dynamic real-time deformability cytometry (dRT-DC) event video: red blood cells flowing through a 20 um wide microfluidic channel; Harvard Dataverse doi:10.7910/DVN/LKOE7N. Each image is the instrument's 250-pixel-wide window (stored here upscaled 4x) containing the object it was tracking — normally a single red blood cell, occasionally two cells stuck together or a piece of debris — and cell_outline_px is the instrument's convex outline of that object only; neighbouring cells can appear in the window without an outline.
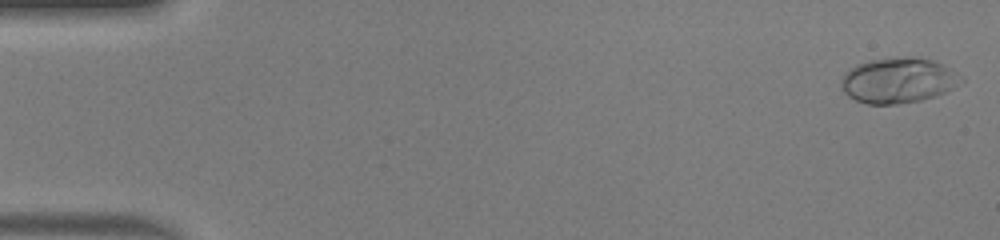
{"species": "human", "species_latin": "Homo sapiens", "temperature_condition": "warm", "stored_images_in_passage": 49, "camera_frame_rate_fps": 3000, "um_per_image_px": 0.085, "donor": {"sex": "male"}, "frame": {"image": 1, "passage_image": 1, "time_ms": 0.0, "image_size_px": [1000, 240], "cell_outline_px": [[964, 80], [952, 88], [936, 96], [920, 100], [896, 104], [868, 104], [856, 100], [848, 96], [844, 92], [840, 84], [840, 80], [844, 72], [848, 68], [856, 64], [868, 60], [896, 56], [912, 56], [932, 60], [944, 64], [952, 68], [964, 76]], "centroid_in_image_um": [76.34, 6.8], "position_along_channel_um": 8.7, "area_um2": 32.31}}
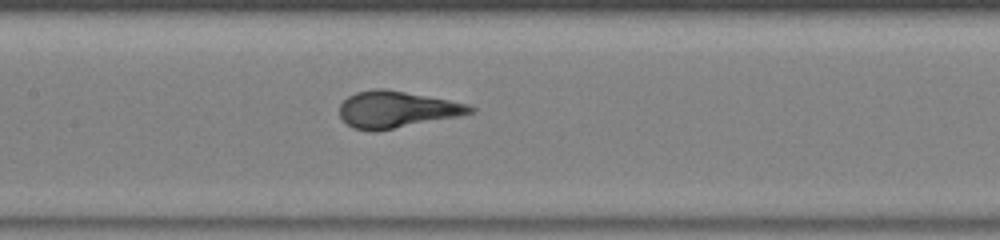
{"frame": {"image": 2, "passage_image": 24, "time_ms": 7.667, "image_size_px": [1000, 240], "cell_outline_px": [[476, 112], [460, 116], [376, 132], [372, 132], [352, 128], [340, 116], [340, 104], [348, 96], [356, 92], [376, 88], [384, 88], [448, 100], [468, 104], [476, 108]], "centroid_in_image_um": [33.72, 9.32], "position_along_channel_um": 173.7, "area_um2": 27.98}}
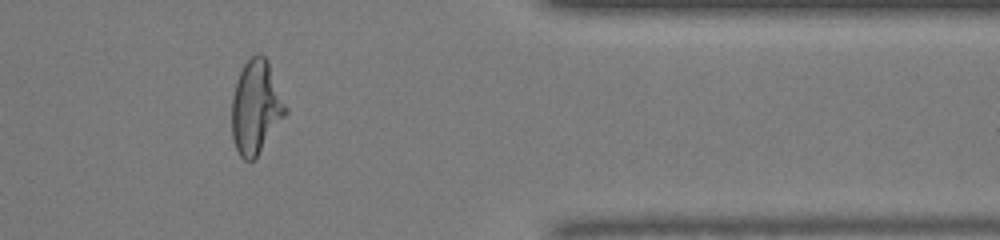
{"frame": {"image": 3, "passage_image": 41, "time_ms": 13.333, "image_size_px": [1000, 240], "cell_outline_px": [[288, 112], [256, 156], [252, 160], [244, 160], [240, 156], [236, 148], [232, 136], [232, 96], [240, 72], [244, 64], [256, 52], [260, 52], [268, 60], [288, 108]], "centroid_in_image_um": [21.76, 9.07], "position_along_channel_um": 389.6, "area_um2": 29.13}, "authors_computed_cell_mechanics": {"area_um2": 28.4376, "velocity_mm_per_s": 4.1553, "shape_relaxation_time_tau1_ms": 3.392, "shape_relaxation_time_tau2_ms": null, "deformation_change_tau1": 0.2432, "deformation_change_tau2": null}}